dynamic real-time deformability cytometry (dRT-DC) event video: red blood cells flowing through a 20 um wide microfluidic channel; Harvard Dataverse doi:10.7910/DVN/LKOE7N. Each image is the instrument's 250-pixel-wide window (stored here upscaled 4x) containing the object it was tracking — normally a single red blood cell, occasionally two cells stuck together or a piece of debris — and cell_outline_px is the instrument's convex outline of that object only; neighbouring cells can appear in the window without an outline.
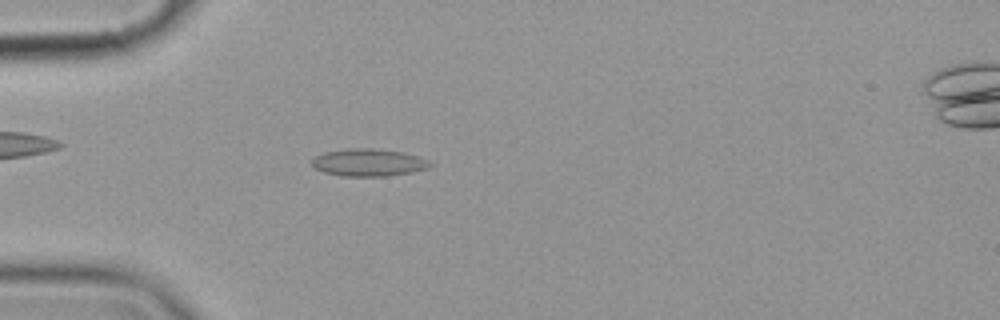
{"species": "common noctule bat (a hibernating species)", "species_latin": "Nyctalus noctula", "temperature_condition": "cold", "stored_images_in_passage": 56, "camera_frame_rate_fps": 3000, "um_per_image_px": 0.085, "animal": {"sex": "female", "body_mass_g": 19.9}, "frame": {"image": 1, "passage_image": 16, "time_ms": 5.0, "image_size_px": [1000, 320], "cell_outline_px": [[432, 164], [428, 168], [412, 172], [388, 176], [340, 176], [324, 172], [316, 168], [312, 164], [312, 160], [316, 156], [324, 152], [348, 148], [372, 148], [404, 152], [428, 160]], "centroid_in_image_um": [31.33, 13.81], "position_along_channel_um": 53.7, "area_um2": 18.84}}
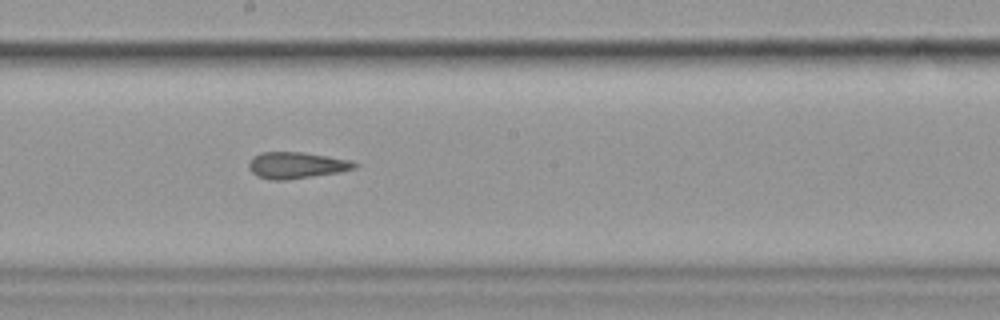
{"frame": {"image": 2, "passage_image": 31, "time_ms": 10.0, "image_size_px": [1000, 320], "cell_outline_px": [[356, 168], [340, 172], [284, 180], [272, 180], [256, 176], [248, 168], [248, 164], [252, 156], [260, 152], [304, 152], [328, 156], [348, 160], [356, 164]], "centroid_in_image_um": [25.14, 14.04], "position_along_channel_um": 223.1, "area_um2": 16.24}}
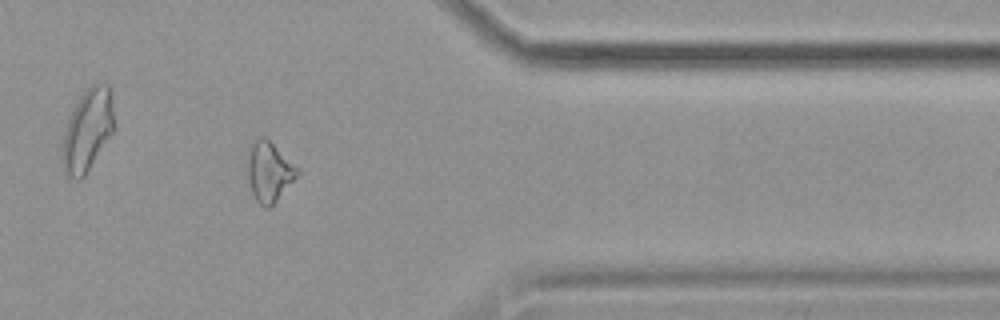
{"frame": {"image": 3, "passage_image": 46, "time_ms": 15.0, "image_size_px": [1000, 320], "cell_outline_px": [[300, 172], [276, 200], [268, 208], [264, 208], [256, 200], [252, 192], [248, 180], [248, 144], [260, 136], [264, 136]], "centroid_in_image_um": [22.81, 14.58], "position_along_channel_um": 388.6, "area_um2": 16.76}, "authors_computed_cell_mechanics": {"area_um2": 17.4556, "velocity_mm_per_s": 3.5967, "shape_relaxation_time_tau1_ms": null, "shape_relaxation_time_tau2_ms": 4.9629, "deformation_change_tau1": null, "deformation_change_tau2": 0.1301}}